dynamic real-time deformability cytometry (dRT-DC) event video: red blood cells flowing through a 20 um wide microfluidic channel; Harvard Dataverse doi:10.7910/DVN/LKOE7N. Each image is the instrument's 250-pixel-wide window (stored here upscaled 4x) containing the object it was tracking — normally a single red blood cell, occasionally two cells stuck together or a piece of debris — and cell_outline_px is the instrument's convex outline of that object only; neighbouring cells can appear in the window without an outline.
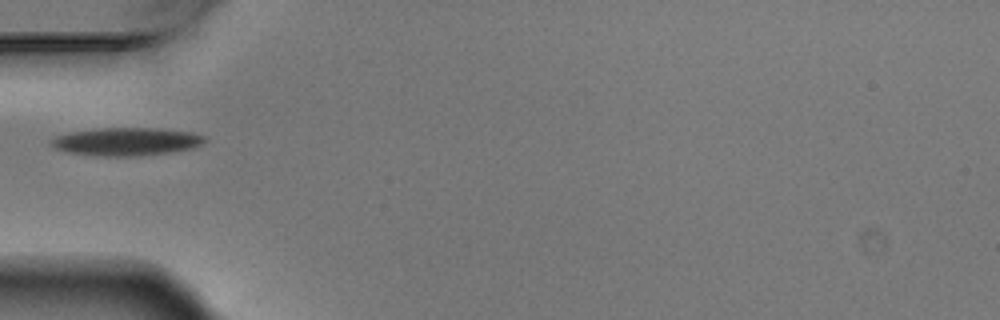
{"species": "Egyptian fruit bat (a non-hibernating species)", "species_latin": "Rousettus aegyptiacus", "temperature_condition": "warm", "stored_images_in_passage": 1, "camera_frame_rate_fps": 3000, "um_per_image_px": 0.085, "animal": {"sex": "male"}, "frame": {"image": 1, "passage_image": 1, "time_ms": 0.0, "image_size_px": [1000, 320], "cell_outline_px": [[204, 140], [200, 144], [192, 148], [168, 152], [136, 156], [104, 156], [68, 152], [56, 148], [52, 144], [52, 140], [56, 136], [72, 132], [96, 128], [160, 128], [192, 132], [204, 136]], "centroid_in_image_um": [10.76, 12.02], "position_along_channel_um": 74.2, "area_um2": 24.62}}